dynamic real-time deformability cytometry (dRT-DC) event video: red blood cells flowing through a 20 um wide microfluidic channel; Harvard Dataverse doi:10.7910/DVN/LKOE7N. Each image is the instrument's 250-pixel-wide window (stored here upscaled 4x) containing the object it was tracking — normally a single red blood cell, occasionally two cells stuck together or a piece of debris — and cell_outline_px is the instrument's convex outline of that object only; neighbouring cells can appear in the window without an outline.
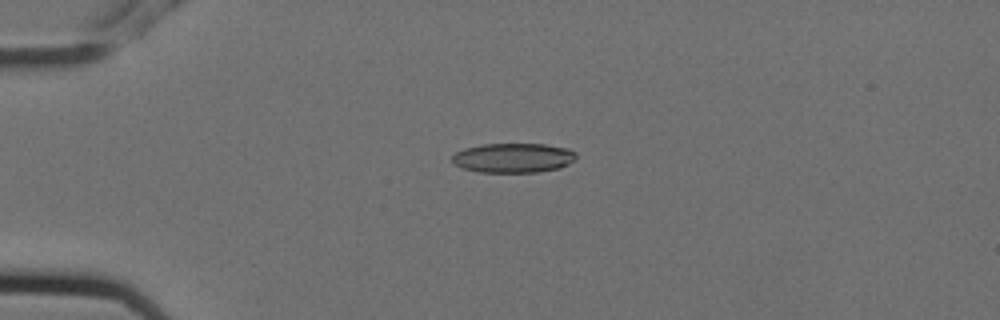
{"species": "Egyptian fruit bat (a non-hibernating species)", "species_latin": "Rousettus aegyptiacus", "temperature_condition": "cold", "stored_images_in_passage": 6, "camera_frame_rate_fps": 3000, "um_per_image_px": 0.085, "animal": {"sex": "female"}, "frame": {"image": 1, "passage_image": 5, "time_ms": 1.333, "image_size_px": [1000, 320], "cell_outline_px": [[576, 156], [568, 164], [560, 168], [536, 172], [480, 172], [464, 168], [456, 164], [452, 160], [452, 156], [456, 152], [464, 148], [484, 144], [544, 144], [568, 148], [576, 152]], "centroid_in_image_um": [43.64, 13.41], "position_along_channel_um": 41.4, "area_um2": 21.21}}